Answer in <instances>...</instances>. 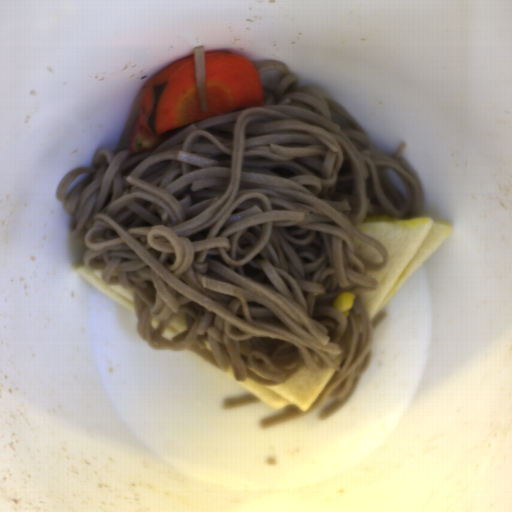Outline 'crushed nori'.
Masks as SVG:
<instances>
[{"label": "crushed nori", "instance_id": "1", "mask_svg": "<svg viewBox=\"0 0 512 512\" xmlns=\"http://www.w3.org/2000/svg\"><path fill=\"white\" fill-rule=\"evenodd\" d=\"M168 83H164L162 85H154L152 87V90H153V95H154V107L149 115V120L147 122L150 130L152 133H156L155 131V114H156V111H157V108H158V104H159V101H160V98H161V93H162V90L165 88V86L167 85Z\"/></svg>", "mask_w": 512, "mask_h": 512}]
</instances>
